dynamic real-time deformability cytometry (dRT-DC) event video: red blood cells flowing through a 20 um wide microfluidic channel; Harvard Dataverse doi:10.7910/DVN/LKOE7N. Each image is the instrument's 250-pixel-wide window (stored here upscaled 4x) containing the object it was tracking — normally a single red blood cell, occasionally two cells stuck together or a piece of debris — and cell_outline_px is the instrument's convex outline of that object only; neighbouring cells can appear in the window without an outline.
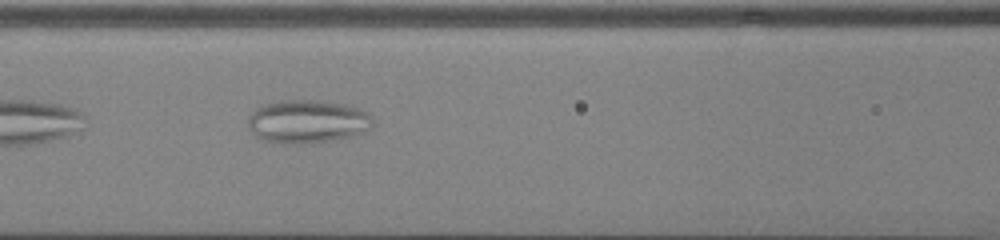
{"species": "common noctule bat (a hibernating species)", "species_latin": "Nyctalus noctula", "temperature_condition": "cold", "stored_images_in_passage": 33, "camera_frame_rate_fps": 3000, "um_per_image_px": 0.085, "animal": {"sex": "male", "body_mass_g": 13.0, "forearm_length_mm": 53.1}, "frame": {"image": 1, "passage_image": 6, "time_ms": 1.667, "image_size_px": [1000, 240], "cell_outline_px": [[372, 124], [368, 132], [328, 140], [296, 144], [284, 144], [264, 140], [256, 136], [248, 128], [248, 120], [252, 112], [256, 108], [264, 104], [280, 100], [316, 100], [344, 104], [360, 108], [368, 112], [372, 116]], "centroid_in_image_um": [26.13, 10.32], "position_along_channel_um": 140.5, "area_um2": 31.44}}
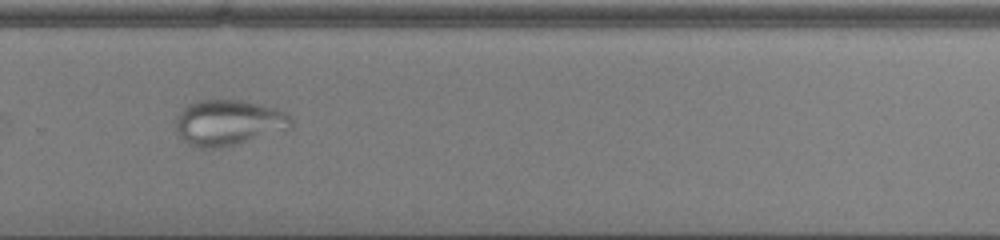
{"frame": {"image": 2, "passage_image": 19, "time_ms": 6.0, "image_size_px": [1000, 240], "cell_outline_px": [[292, 128], [220, 148], [196, 148], [184, 140], [180, 136], [176, 128], [176, 116], [188, 104], [200, 100], [240, 100], [260, 104], [276, 108], [292, 116]], "centroid_in_image_um": [19.43, 10.42], "position_along_channel_um": 310.4, "area_um2": 30.52}}